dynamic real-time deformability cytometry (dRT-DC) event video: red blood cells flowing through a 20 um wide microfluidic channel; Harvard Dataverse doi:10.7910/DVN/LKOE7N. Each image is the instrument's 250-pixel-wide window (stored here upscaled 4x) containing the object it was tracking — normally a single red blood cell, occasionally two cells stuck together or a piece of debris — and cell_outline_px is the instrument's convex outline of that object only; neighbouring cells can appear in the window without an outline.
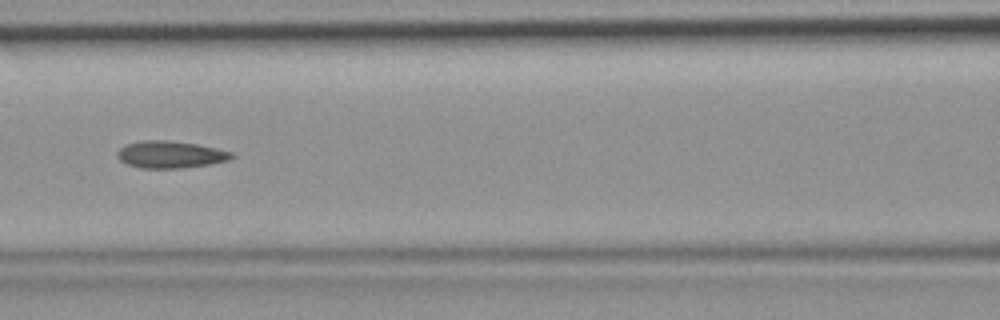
{"species": "common noctule bat (a hibernating species)", "species_latin": "Nyctalus noctula", "temperature_condition": "room temperature", "stored_images_in_passage": 44, "camera_frame_rate_fps": 3000, "um_per_image_px": 0.085, "animal": {"sex": "female", "body_mass_g": 19.9}, "frame": {"image": 1, "passage_image": 19, "time_ms": 6.0, "image_size_px": [1000, 320], "cell_outline_px": [[236, 156], [228, 160], [208, 164], [180, 168], [140, 168], [128, 164], [120, 160], [116, 156], [116, 152], [124, 144], [140, 140], [168, 140], [196, 144], [232, 152]], "centroid_in_image_um": [14.43, 13.12], "position_along_channel_um": 152.2, "area_um2": 18.03}}
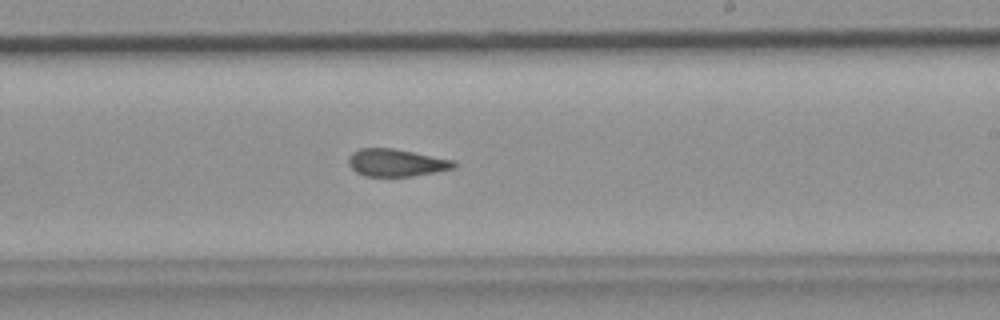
{"frame": {"image": 2, "passage_image": 26, "time_ms": 8.333, "image_size_px": [1000, 320], "cell_outline_px": [[456, 164], [452, 168], [412, 176], [364, 176], [356, 172], [348, 164], [348, 156], [352, 152], [360, 148], [392, 148], [456, 160]], "centroid_in_image_um": [33.64, 13.82], "position_along_channel_um": 255.4, "area_um2": 16.76}}